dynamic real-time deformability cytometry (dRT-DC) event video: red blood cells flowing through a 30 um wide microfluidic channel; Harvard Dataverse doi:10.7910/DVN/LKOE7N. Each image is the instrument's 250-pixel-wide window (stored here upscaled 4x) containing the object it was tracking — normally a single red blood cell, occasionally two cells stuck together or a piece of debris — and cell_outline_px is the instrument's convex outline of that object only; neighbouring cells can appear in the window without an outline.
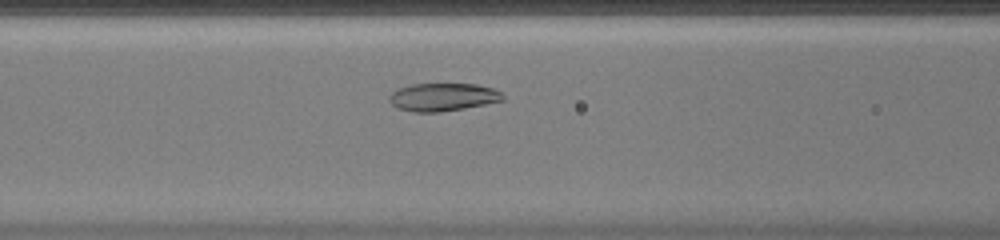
{"species": "common noctule bat (a hibernating species)", "species_latin": "Nyctalus noctula", "temperature_condition": "warm", "stored_images_in_passage": 38, "camera_frame_rate_fps": 3000, "um_per_image_px": 0.085, "animal": {"sex": "female", "body_mass_g": 20.0, "forearm_length_mm": 54.0}, "frame": {"image": 1, "passage_image": 11, "time_ms": 3.333, "image_size_px": [1000, 240], "cell_outline_px": [[504, 100], [464, 108], [440, 112], [412, 112], [396, 108], [388, 100], [388, 96], [396, 88], [412, 84], [476, 84], [492, 88], [500, 92], [504, 96]], "centroid_in_image_um": [37.59, 8.25], "position_along_channel_um": 129.0, "area_um2": 18.55}}
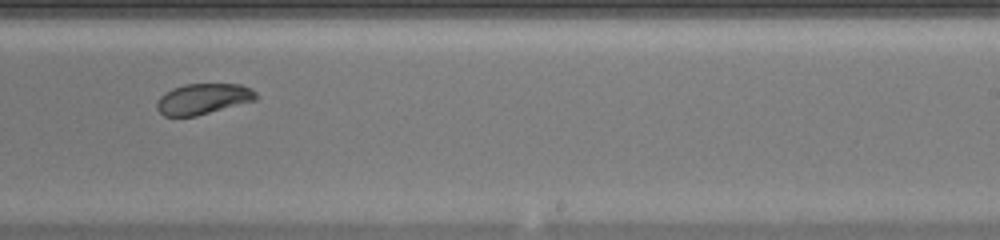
{"frame": {"image": 2, "passage_image": 21, "time_ms": 6.667, "image_size_px": [1000, 240], "cell_outline_px": [[256, 100], [196, 116], [164, 116], [156, 108], [156, 104], [160, 96], [164, 92], [172, 88], [184, 84], [240, 84], [256, 92]], "centroid_in_image_um": [17.22, 8.4], "position_along_channel_um": 271.8, "area_um2": 17.69}}
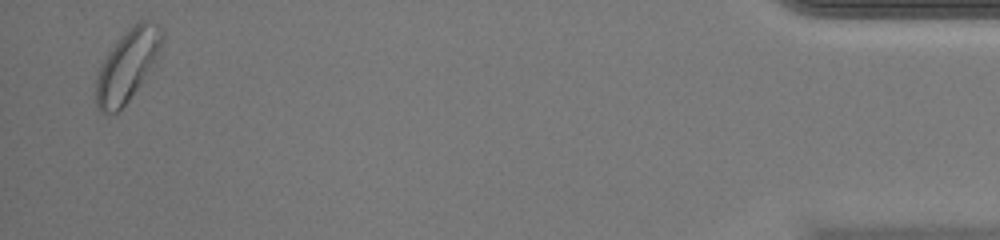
{"frame": {"image": 3, "passage_image": 37, "time_ms": 12.0, "image_size_px": [1000, 240], "cell_outline_px": [[164, 40], [160, 48], [136, 88], [128, 100], [116, 112], [100, 112], [96, 104], [96, 76], [100, 64], [120, 36], [132, 24], [140, 20], [148, 20], [156, 24], [164, 32]], "centroid_in_image_um": [10.78, 5.5], "position_along_channel_um": 424.4, "area_um2": 26.59}, "authors_computed_cell_mechanics": {"area_um2": 18.9873, "velocity_mm_per_s": 4.2936, "shape_relaxation_time_tau1_ms": 1.9184, "shape_relaxation_time_tau2_ms": null, "deformation_change_tau1": 0.0888, "deformation_change_tau2": null}}